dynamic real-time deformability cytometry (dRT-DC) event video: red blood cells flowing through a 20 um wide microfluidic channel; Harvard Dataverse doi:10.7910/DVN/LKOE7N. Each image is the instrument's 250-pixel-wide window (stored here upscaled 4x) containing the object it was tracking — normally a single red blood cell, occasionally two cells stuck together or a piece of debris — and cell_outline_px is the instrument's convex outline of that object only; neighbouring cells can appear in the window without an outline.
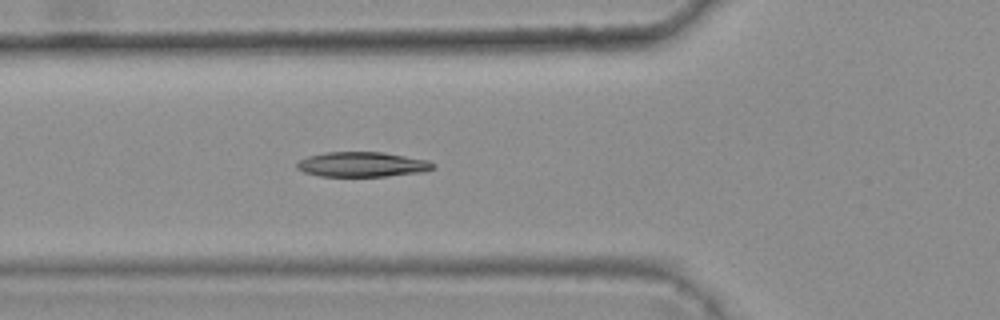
{"species": "common noctule bat (a hibernating species)", "species_latin": "Nyctalus noctula", "temperature_condition": "warm", "stored_images_in_passage": 5, "camera_frame_rate_fps": 3000, "um_per_image_px": 0.085, "animal": {"sex": "female", "body_mass_g": 25.1}, "frame": {"image": 1, "passage_image": 5, "time_ms": 1.333, "image_size_px": [1000, 320], "cell_outline_px": [[436, 168], [420, 172], [388, 176], [320, 176], [304, 172], [296, 168], [296, 164], [300, 160], [308, 156], [324, 152], [384, 152], [428, 160], [436, 164]], "centroid_in_image_um": [30.8, 13.97], "position_along_channel_um": 95.0, "area_um2": 19.83}}